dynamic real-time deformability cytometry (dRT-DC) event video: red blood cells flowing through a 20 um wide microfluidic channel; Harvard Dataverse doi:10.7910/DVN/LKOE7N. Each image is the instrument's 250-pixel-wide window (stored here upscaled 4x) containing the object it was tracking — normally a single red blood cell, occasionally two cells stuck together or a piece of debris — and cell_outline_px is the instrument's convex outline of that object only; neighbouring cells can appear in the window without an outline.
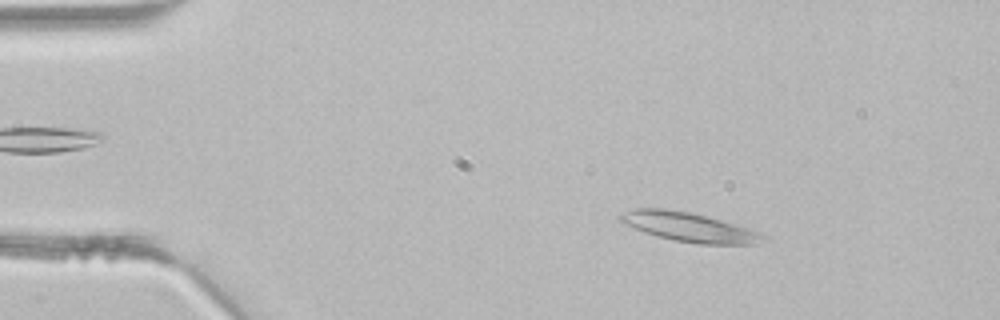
{"species": "common noctule bat (a hibernating species)", "species_latin": "Nyctalus noctula", "temperature_condition": "room temperature", "stored_images_in_passage": 2, "camera_frame_rate_fps": 3000, "um_per_image_px": 0.085, "animal": {"sex": "male", "body_mass_g": 21.5, "forearm_length_mm": 52.0}, "frame": {"image": 1, "passage_image": 1, "time_ms": 0.0, "image_size_px": [1000, 320], "cell_outline_px": [[768, 236], [756, 244], [700, 244], [676, 240], [644, 232], [620, 224], [616, 216], [636, 208], [668, 208], [692, 212], [708, 216]], "centroid_in_image_um": [58.46, 19.28], "position_along_channel_um": 26.5, "area_um2": 24.1}}